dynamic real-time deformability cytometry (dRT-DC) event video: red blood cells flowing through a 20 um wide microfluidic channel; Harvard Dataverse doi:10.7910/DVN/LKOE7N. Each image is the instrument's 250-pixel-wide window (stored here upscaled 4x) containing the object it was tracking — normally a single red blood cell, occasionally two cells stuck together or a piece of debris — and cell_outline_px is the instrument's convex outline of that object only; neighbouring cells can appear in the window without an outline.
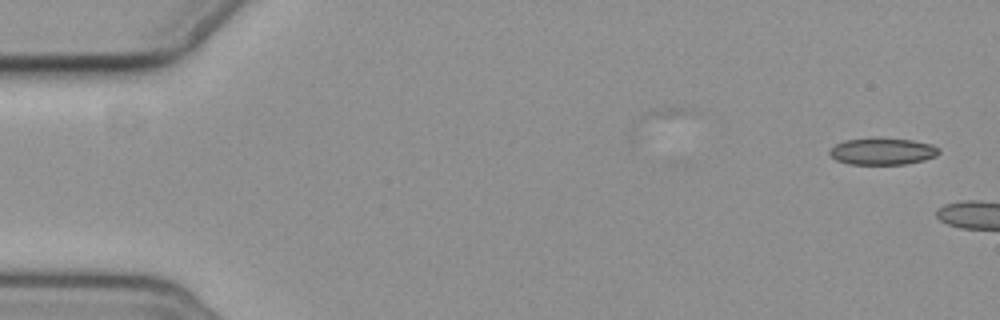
{"species": "common noctule bat (a hibernating species)", "species_latin": "Nyctalus noctula", "temperature_condition": "cold", "stored_images_in_passage": 2, "camera_frame_rate_fps": 3000, "um_per_image_px": 0.085, "animal": {"sex": "female", "body_mass_g": 19.3, "forearm_length_mm": 54.1}, "frame": {"image": 1, "passage_image": 2, "time_ms": 1.0, "image_size_px": [1000, 320], "cell_outline_px": [[940, 152], [936, 156], [924, 160], [908, 164], [848, 164], [836, 160], [828, 152], [836, 144], [844, 140], [876, 136], [912, 140], [932, 144], [940, 148]], "centroid_in_image_um": [75.03, 12.84], "position_along_channel_um": 10.0, "area_um2": 17.51}}